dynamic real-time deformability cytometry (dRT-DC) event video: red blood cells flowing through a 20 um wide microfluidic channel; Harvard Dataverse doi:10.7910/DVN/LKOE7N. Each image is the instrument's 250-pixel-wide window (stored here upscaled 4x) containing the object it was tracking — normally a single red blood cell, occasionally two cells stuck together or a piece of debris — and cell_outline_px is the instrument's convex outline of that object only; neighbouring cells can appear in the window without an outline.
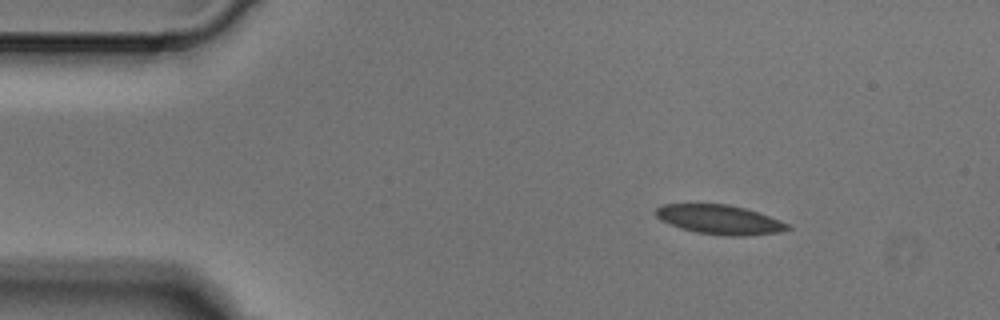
{"species": "Egyptian fruit bat (a non-hibernating species)", "species_latin": "Rousettus aegyptiacus", "temperature_condition": "cold", "stored_images_in_passage": 2, "camera_frame_rate_fps": 3000, "um_per_image_px": 0.085, "animal": {"sex": "male"}, "frame": {"image": 1, "passage_image": 1, "time_ms": 0.0, "image_size_px": [1000, 320], "cell_outline_px": [[792, 228], [780, 232], [744, 236], [724, 236], [696, 232], [680, 228], [668, 224], [660, 220], [652, 212], [660, 204], [728, 204], [744, 208], [780, 220], [788, 224]], "centroid_in_image_um": [61.11, 18.67], "position_along_channel_um": 23.9, "area_um2": 22.66}}